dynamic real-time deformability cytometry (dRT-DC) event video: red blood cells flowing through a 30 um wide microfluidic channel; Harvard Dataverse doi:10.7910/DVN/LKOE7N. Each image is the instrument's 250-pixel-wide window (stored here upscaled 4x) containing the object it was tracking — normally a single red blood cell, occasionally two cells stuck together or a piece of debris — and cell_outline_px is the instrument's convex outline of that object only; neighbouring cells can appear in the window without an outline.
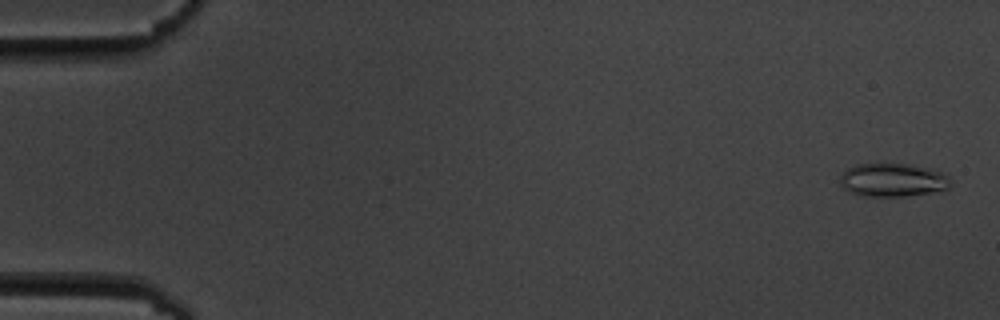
{"species": "common noctule bat (a hibernating species)", "species_latin": "Nyctalus noctula", "temperature_condition": "cold", "stored_images_in_passage": 7, "camera_frame_rate_fps": 3000, "um_per_image_px": 0.085, "animal": {"sex": "male", "body_mass_g": 19.5, "forearm_length_mm": 54.6}, "frame": {"image": 1, "passage_image": 1, "time_ms": 0.0, "image_size_px": [1000, 320], "cell_outline_px": [[952, 184], [948, 188], [928, 192], [904, 196], [860, 196], [844, 188], [840, 184], [840, 176], [848, 168], [856, 164], [884, 160], [908, 164], [928, 168], [944, 172], [952, 180]], "centroid_in_image_um": [75.87, 15.24], "position_along_channel_um": 9.1, "area_um2": 22.14}}
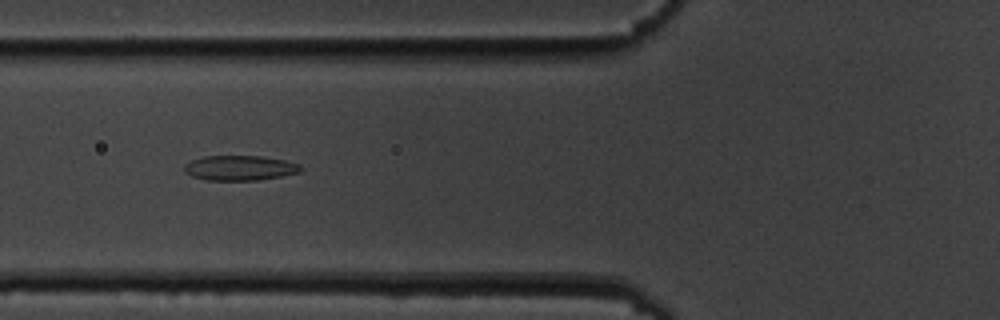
{"frame": {"image": 2, "passage_image": 7, "time_ms": 6.667, "image_size_px": [1000, 320], "cell_outline_px": [[304, 168], [300, 172], [280, 176], [256, 180], [208, 180], [192, 176], [184, 172], [184, 164], [192, 160], [204, 156], [260, 156], [284, 160], [300, 164]], "centroid_in_image_um": [20.38, 14.27], "position_along_channel_um": 105.4, "area_um2": 16.88}}